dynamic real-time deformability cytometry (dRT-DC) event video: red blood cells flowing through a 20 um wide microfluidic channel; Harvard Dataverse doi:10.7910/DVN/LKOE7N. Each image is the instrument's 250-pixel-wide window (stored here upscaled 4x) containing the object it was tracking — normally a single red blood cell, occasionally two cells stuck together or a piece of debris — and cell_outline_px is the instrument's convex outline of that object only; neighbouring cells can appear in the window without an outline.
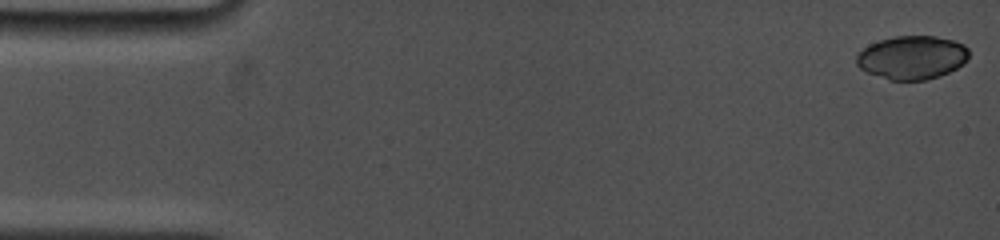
{"species": "common noctule bat (a hibernating species)", "species_latin": "Nyctalus noctula", "temperature_condition": "cold", "stored_images_in_passage": 20, "camera_frame_rate_fps": 5000, "um_per_image_px": 0.085, "animal": {"sex": "female", "body_mass_g": 19.0, "forearm_length_mm": 53.3}, "frame": {"image": 1, "passage_image": 1, "time_ms": 0.0, "image_size_px": [1000, 240], "cell_outline_px": [[968, 60], [964, 64], [940, 76], [924, 80], [888, 80], [868, 72], [860, 68], [856, 64], [856, 56], [868, 44], [880, 40], [896, 36], [936, 36], [952, 40], [964, 44], [968, 48]], "centroid_in_image_um": [77.53, 4.88], "position_along_channel_um": 7.5, "area_um2": 28.55}}